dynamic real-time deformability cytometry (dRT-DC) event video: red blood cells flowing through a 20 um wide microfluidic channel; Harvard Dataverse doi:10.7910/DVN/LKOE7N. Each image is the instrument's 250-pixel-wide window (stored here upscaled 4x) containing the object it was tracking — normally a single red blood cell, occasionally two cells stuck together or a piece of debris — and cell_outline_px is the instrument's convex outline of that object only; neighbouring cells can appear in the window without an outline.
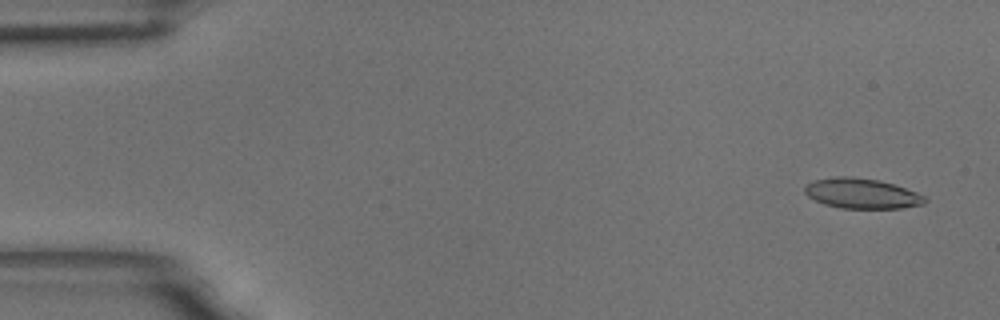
{"species": "common noctule bat (a hibernating species)", "species_latin": "Nyctalus noctula", "temperature_condition": "room temperature", "stored_images_in_passage": 57, "camera_frame_rate_fps": 3000, "um_per_image_px": 0.085, "animal": {"sex": "male", "body_mass_g": 18.8}, "frame": {"image": 1, "passage_image": 3, "time_ms": 0.667, "image_size_px": [1000, 320], "cell_outline_px": [[928, 200], [924, 204], [900, 208], [840, 208], [824, 204], [808, 196], [804, 192], [804, 188], [812, 180], [832, 176], [852, 176], [880, 180], [916, 192], [924, 196]], "centroid_in_image_um": [73.23, 16.43], "position_along_channel_um": 11.8, "area_um2": 21.15}}
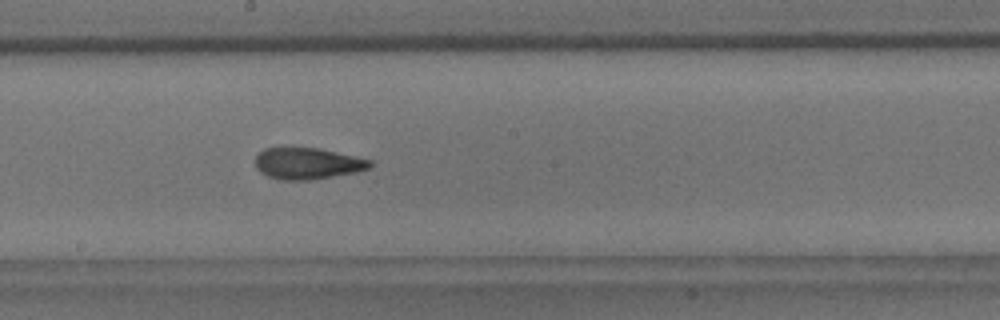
{"frame": {"image": 2, "passage_image": 31, "time_ms": 10.0, "image_size_px": [1000, 320], "cell_outline_px": [[372, 164], [368, 168], [356, 172], [308, 180], [280, 180], [268, 176], [260, 172], [256, 168], [256, 156], [264, 148], [320, 148], [356, 156], [372, 160]], "centroid_in_image_um": [26.14, 13.89], "position_along_channel_um": 222.1, "area_um2": 20.92}}
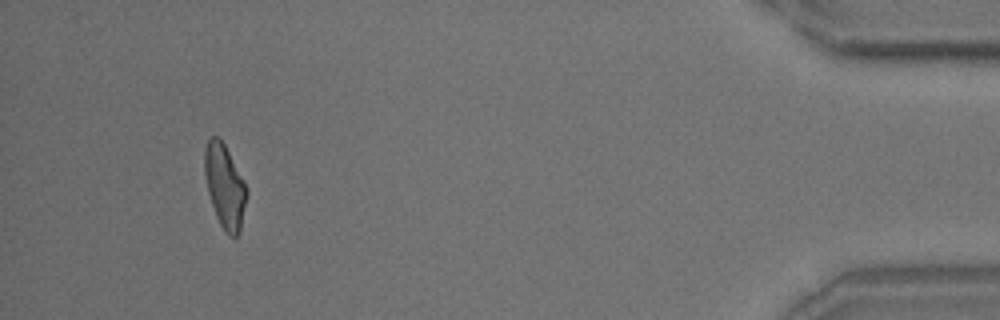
{"frame": {"image": 3, "passage_image": 53, "time_ms": 17.333, "image_size_px": [1000, 320], "cell_outline_px": [[248, 196], [240, 232], [236, 236], [228, 236], [224, 232], [216, 216], [208, 192], [204, 172], [204, 148], [208, 140], [212, 136], [216, 136], [224, 144], [248, 192]], "centroid_in_image_um": [19.1, 15.88], "position_along_channel_um": 416.1, "area_um2": 20.23}, "authors_computed_cell_mechanics": {"area_um2": 21.097, "velocity_mm_per_s": 3.5739, "shape_relaxation_time_tau1_ms": 6.2878, "shape_relaxation_time_tau2_ms": 2.4621, "deformation_change_tau1": 0.196, "deformation_change_tau2": 0.1017}}